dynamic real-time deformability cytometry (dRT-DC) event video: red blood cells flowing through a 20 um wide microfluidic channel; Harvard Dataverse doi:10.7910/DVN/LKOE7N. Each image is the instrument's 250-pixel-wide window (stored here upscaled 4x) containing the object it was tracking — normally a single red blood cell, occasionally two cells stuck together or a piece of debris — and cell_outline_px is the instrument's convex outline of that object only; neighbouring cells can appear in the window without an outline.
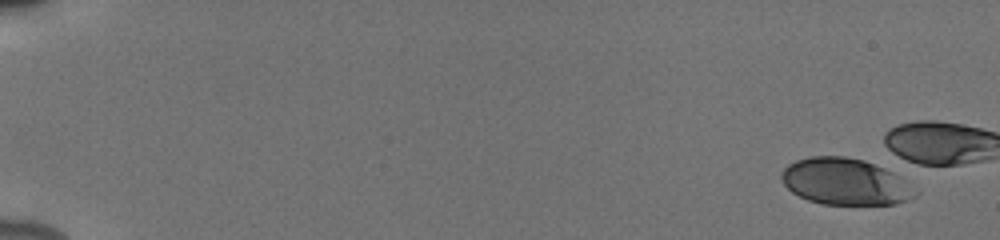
{"species": "human", "species_latin": "Homo sapiens", "temperature_condition": "cold", "stored_images_in_passage": 6, "camera_frame_rate_fps": 3000, "um_per_image_px": 0.085, "donor": {"sex": "male"}, "frame": {"image": 1, "passage_image": 1, "time_ms": 0.0, "image_size_px": [1000, 240], "cell_outline_px": [[920, 192], [916, 196], [908, 200], [896, 204], [820, 204], [808, 200], [792, 192], [784, 184], [780, 176], [784, 168], [788, 164], [796, 160], [808, 156], [844, 156], [864, 160], [884, 168], [892, 172]], "centroid_in_image_um": [71.83, 15.44], "position_along_channel_um": 13.2, "area_um2": 36.24}}